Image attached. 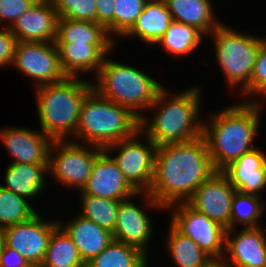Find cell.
Listing matches in <instances>:
<instances>
[{"mask_svg": "<svg viewBox=\"0 0 266 267\" xmlns=\"http://www.w3.org/2000/svg\"><path fill=\"white\" fill-rule=\"evenodd\" d=\"M216 170L202 136L180 143L157 146L154 175L145 195L146 206L167 209L186 202Z\"/></svg>", "mask_w": 266, "mask_h": 267, "instance_id": "obj_1", "label": "cell"}, {"mask_svg": "<svg viewBox=\"0 0 266 267\" xmlns=\"http://www.w3.org/2000/svg\"><path fill=\"white\" fill-rule=\"evenodd\" d=\"M259 109L255 100L237 103L214 113L210 124L204 123L202 135L216 171L255 148L252 143L259 131Z\"/></svg>", "mask_w": 266, "mask_h": 267, "instance_id": "obj_2", "label": "cell"}, {"mask_svg": "<svg viewBox=\"0 0 266 267\" xmlns=\"http://www.w3.org/2000/svg\"><path fill=\"white\" fill-rule=\"evenodd\" d=\"M200 94L198 87H192L176 96L168 97V90L162 87L149 107L150 110L158 107L151 122L147 120L150 118L145 113L140 119L139 129L142 135H147L157 146L187 142L202 136L204 124L197 122Z\"/></svg>", "mask_w": 266, "mask_h": 267, "instance_id": "obj_3", "label": "cell"}, {"mask_svg": "<svg viewBox=\"0 0 266 267\" xmlns=\"http://www.w3.org/2000/svg\"><path fill=\"white\" fill-rule=\"evenodd\" d=\"M35 88L41 132L53 140L75 136L84 98L93 90V83L67 76Z\"/></svg>", "mask_w": 266, "mask_h": 267, "instance_id": "obj_4", "label": "cell"}, {"mask_svg": "<svg viewBox=\"0 0 266 267\" xmlns=\"http://www.w3.org/2000/svg\"><path fill=\"white\" fill-rule=\"evenodd\" d=\"M140 119L125 108L99 95L94 89L84 98L76 136L89 145L105 149L139 131ZM79 136V137H78Z\"/></svg>", "mask_w": 266, "mask_h": 267, "instance_id": "obj_5", "label": "cell"}, {"mask_svg": "<svg viewBox=\"0 0 266 267\" xmlns=\"http://www.w3.org/2000/svg\"><path fill=\"white\" fill-rule=\"evenodd\" d=\"M96 76L98 81L94 82L93 89L102 97L128 108L139 119L144 115L140 110H148L163 87L141 70L106 56Z\"/></svg>", "mask_w": 266, "mask_h": 267, "instance_id": "obj_6", "label": "cell"}, {"mask_svg": "<svg viewBox=\"0 0 266 267\" xmlns=\"http://www.w3.org/2000/svg\"><path fill=\"white\" fill-rule=\"evenodd\" d=\"M210 36L214 39L216 59L226 82L230 88L241 85V94L250 96L252 71L262 38L237 33L222 23Z\"/></svg>", "mask_w": 266, "mask_h": 267, "instance_id": "obj_7", "label": "cell"}, {"mask_svg": "<svg viewBox=\"0 0 266 267\" xmlns=\"http://www.w3.org/2000/svg\"><path fill=\"white\" fill-rule=\"evenodd\" d=\"M87 147L75 140H54L49 153V174L60 184L75 186L81 191L88 182L97 155L103 150L94 145Z\"/></svg>", "mask_w": 266, "mask_h": 267, "instance_id": "obj_8", "label": "cell"}, {"mask_svg": "<svg viewBox=\"0 0 266 267\" xmlns=\"http://www.w3.org/2000/svg\"><path fill=\"white\" fill-rule=\"evenodd\" d=\"M141 134L139 129L133 136L115 142L104 150L110 154L113 150H119L113 159L127 181L138 192H148L154 175L157 145L148 137L145 139L147 146L140 142Z\"/></svg>", "mask_w": 266, "mask_h": 267, "instance_id": "obj_9", "label": "cell"}, {"mask_svg": "<svg viewBox=\"0 0 266 267\" xmlns=\"http://www.w3.org/2000/svg\"><path fill=\"white\" fill-rule=\"evenodd\" d=\"M174 207L171 224L195 241L206 254L220 264L226 254L223 251H225L227 229L205 214L194 210L186 202L175 203L167 208Z\"/></svg>", "mask_w": 266, "mask_h": 267, "instance_id": "obj_10", "label": "cell"}, {"mask_svg": "<svg viewBox=\"0 0 266 267\" xmlns=\"http://www.w3.org/2000/svg\"><path fill=\"white\" fill-rule=\"evenodd\" d=\"M35 80V87L62 81L63 72L55 42H18L12 63Z\"/></svg>", "mask_w": 266, "mask_h": 267, "instance_id": "obj_11", "label": "cell"}, {"mask_svg": "<svg viewBox=\"0 0 266 267\" xmlns=\"http://www.w3.org/2000/svg\"><path fill=\"white\" fill-rule=\"evenodd\" d=\"M44 221L36 213L29 220L3 229V243L17 251L31 266H41L53 230L59 221Z\"/></svg>", "mask_w": 266, "mask_h": 267, "instance_id": "obj_12", "label": "cell"}, {"mask_svg": "<svg viewBox=\"0 0 266 267\" xmlns=\"http://www.w3.org/2000/svg\"><path fill=\"white\" fill-rule=\"evenodd\" d=\"M236 189L222 171H215L186 201L194 210L230 229L231 205Z\"/></svg>", "mask_w": 266, "mask_h": 267, "instance_id": "obj_13", "label": "cell"}, {"mask_svg": "<svg viewBox=\"0 0 266 267\" xmlns=\"http://www.w3.org/2000/svg\"><path fill=\"white\" fill-rule=\"evenodd\" d=\"M80 194L124 201L140 194L125 178L117 163L105 150L96 157L91 175Z\"/></svg>", "mask_w": 266, "mask_h": 267, "instance_id": "obj_14", "label": "cell"}, {"mask_svg": "<svg viewBox=\"0 0 266 267\" xmlns=\"http://www.w3.org/2000/svg\"><path fill=\"white\" fill-rule=\"evenodd\" d=\"M243 228L233 238L230 236L235 228L226 230L224 252L228 253V257L225 254L220 265L222 267H266L265 229L262 226Z\"/></svg>", "mask_w": 266, "mask_h": 267, "instance_id": "obj_15", "label": "cell"}, {"mask_svg": "<svg viewBox=\"0 0 266 267\" xmlns=\"http://www.w3.org/2000/svg\"><path fill=\"white\" fill-rule=\"evenodd\" d=\"M0 138L13 160L11 163L49 164L54 140L43 132L23 127L0 130Z\"/></svg>", "mask_w": 266, "mask_h": 267, "instance_id": "obj_16", "label": "cell"}, {"mask_svg": "<svg viewBox=\"0 0 266 267\" xmlns=\"http://www.w3.org/2000/svg\"><path fill=\"white\" fill-rule=\"evenodd\" d=\"M58 14L50 0L35 2L10 27L18 42H55Z\"/></svg>", "mask_w": 266, "mask_h": 267, "instance_id": "obj_17", "label": "cell"}, {"mask_svg": "<svg viewBox=\"0 0 266 267\" xmlns=\"http://www.w3.org/2000/svg\"><path fill=\"white\" fill-rule=\"evenodd\" d=\"M222 172L237 192L259 196L266 188V156L259 147L235 159Z\"/></svg>", "mask_w": 266, "mask_h": 267, "instance_id": "obj_18", "label": "cell"}, {"mask_svg": "<svg viewBox=\"0 0 266 267\" xmlns=\"http://www.w3.org/2000/svg\"><path fill=\"white\" fill-rule=\"evenodd\" d=\"M130 199L120 202L113 239L135 246L146 254L147 243L153 234L152 224L143 208Z\"/></svg>", "mask_w": 266, "mask_h": 267, "instance_id": "obj_19", "label": "cell"}, {"mask_svg": "<svg viewBox=\"0 0 266 267\" xmlns=\"http://www.w3.org/2000/svg\"><path fill=\"white\" fill-rule=\"evenodd\" d=\"M63 72L68 77H78L84 72L97 75L105 56L114 44L55 43Z\"/></svg>", "mask_w": 266, "mask_h": 267, "instance_id": "obj_20", "label": "cell"}, {"mask_svg": "<svg viewBox=\"0 0 266 267\" xmlns=\"http://www.w3.org/2000/svg\"><path fill=\"white\" fill-rule=\"evenodd\" d=\"M59 225L72 238L85 264L100 254L113 240L111 232L80 214L74 220L69 221V224L66 223V226L62 225L61 222H59Z\"/></svg>", "mask_w": 266, "mask_h": 267, "instance_id": "obj_21", "label": "cell"}, {"mask_svg": "<svg viewBox=\"0 0 266 267\" xmlns=\"http://www.w3.org/2000/svg\"><path fill=\"white\" fill-rule=\"evenodd\" d=\"M173 22L163 0H148L132 28L123 37L137 36L147 44H156Z\"/></svg>", "mask_w": 266, "mask_h": 267, "instance_id": "obj_22", "label": "cell"}, {"mask_svg": "<svg viewBox=\"0 0 266 267\" xmlns=\"http://www.w3.org/2000/svg\"><path fill=\"white\" fill-rule=\"evenodd\" d=\"M49 164L10 163L6 167L5 186L27 200L41 193L45 186V173Z\"/></svg>", "mask_w": 266, "mask_h": 267, "instance_id": "obj_23", "label": "cell"}, {"mask_svg": "<svg viewBox=\"0 0 266 267\" xmlns=\"http://www.w3.org/2000/svg\"><path fill=\"white\" fill-rule=\"evenodd\" d=\"M174 22L195 27L210 34L220 22L215 20L210 0H163ZM213 12V13H212Z\"/></svg>", "mask_w": 266, "mask_h": 267, "instance_id": "obj_24", "label": "cell"}, {"mask_svg": "<svg viewBox=\"0 0 266 267\" xmlns=\"http://www.w3.org/2000/svg\"><path fill=\"white\" fill-rule=\"evenodd\" d=\"M114 40L96 22L58 17L55 43L115 44Z\"/></svg>", "mask_w": 266, "mask_h": 267, "instance_id": "obj_25", "label": "cell"}, {"mask_svg": "<svg viewBox=\"0 0 266 267\" xmlns=\"http://www.w3.org/2000/svg\"><path fill=\"white\" fill-rule=\"evenodd\" d=\"M168 233L167 249L177 267H214L217 263L191 238L179 232L172 224Z\"/></svg>", "mask_w": 266, "mask_h": 267, "instance_id": "obj_26", "label": "cell"}, {"mask_svg": "<svg viewBox=\"0 0 266 267\" xmlns=\"http://www.w3.org/2000/svg\"><path fill=\"white\" fill-rule=\"evenodd\" d=\"M41 267H86L77 246L60 225L51 234Z\"/></svg>", "mask_w": 266, "mask_h": 267, "instance_id": "obj_27", "label": "cell"}, {"mask_svg": "<svg viewBox=\"0 0 266 267\" xmlns=\"http://www.w3.org/2000/svg\"><path fill=\"white\" fill-rule=\"evenodd\" d=\"M146 255L135 246L113 239L86 267H148Z\"/></svg>", "mask_w": 266, "mask_h": 267, "instance_id": "obj_28", "label": "cell"}, {"mask_svg": "<svg viewBox=\"0 0 266 267\" xmlns=\"http://www.w3.org/2000/svg\"><path fill=\"white\" fill-rule=\"evenodd\" d=\"M202 35L195 27L173 21L156 44H160L170 54L183 56L199 47Z\"/></svg>", "mask_w": 266, "mask_h": 267, "instance_id": "obj_29", "label": "cell"}, {"mask_svg": "<svg viewBox=\"0 0 266 267\" xmlns=\"http://www.w3.org/2000/svg\"><path fill=\"white\" fill-rule=\"evenodd\" d=\"M80 215L113 233L121 201L81 194Z\"/></svg>", "mask_w": 266, "mask_h": 267, "instance_id": "obj_30", "label": "cell"}, {"mask_svg": "<svg viewBox=\"0 0 266 267\" xmlns=\"http://www.w3.org/2000/svg\"><path fill=\"white\" fill-rule=\"evenodd\" d=\"M37 212L30 203L0 185V228L5 229L29 220Z\"/></svg>", "mask_w": 266, "mask_h": 267, "instance_id": "obj_31", "label": "cell"}, {"mask_svg": "<svg viewBox=\"0 0 266 267\" xmlns=\"http://www.w3.org/2000/svg\"><path fill=\"white\" fill-rule=\"evenodd\" d=\"M265 207L260 204V197L253 194L235 192L231 205L230 229L235 224L243 223L245 227H260L259 220ZM259 219V220H258Z\"/></svg>", "mask_w": 266, "mask_h": 267, "instance_id": "obj_32", "label": "cell"}, {"mask_svg": "<svg viewBox=\"0 0 266 267\" xmlns=\"http://www.w3.org/2000/svg\"><path fill=\"white\" fill-rule=\"evenodd\" d=\"M147 2L148 0L114 1V36H121L123 38L132 28Z\"/></svg>", "mask_w": 266, "mask_h": 267, "instance_id": "obj_33", "label": "cell"}, {"mask_svg": "<svg viewBox=\"0 0 266 267\" xmlns=\"http://www.w3.org/2000/svg\"><path fill=\"white\" fill-rule=\"evenodd\" d=\"M58 17L96 22V0H50Z\"/></svg>", "mask_w": 266, "mask_h": 267, "instance_id": "obj_34", "label": "cell"}, {"mask_svg": "<svg viewBox=\"0 0 266 267\" xmlns=\"http://www.w3.org/2000/svg\"><path fill=\"white\" fill-rule=\"evenodd\" d=\"M266 95V39H261L260 49L251 77V95Z\"/></svg>", "mask_w": 266, "mask_h": 267, "instance_id": "obj_35", "label": "cell"}, {"mask_svg": "<svg viewBox=\"0 0 266 267\" xmlns=\"http://www.w3.org/2000/svg\"><path fill=\"white\" fill-rule=\"evenodd\" d=\"M35 0H0V25L10 28L16 19L26 12ZM1 27V26H0Z\"/></svg>", "mask_w": 266, "mask_h": 267, "instance_id": "obj_36", "label": "cell"}, {"mask_svg": "<svg viewBox=\"0 0 266 267\" xmlns=\"http://www.w3.org/2000/svg\"><path fill=\"white\" fill-rule=\"evenodd\" d=\"M17 43L10 28L0 29V68L13 63Z\"/></svg>", "mask_w": 266, "mask_h": 267, "instance_id": "obj_37", "label": "cell"}, {"mask_svg": "<svg viewBox=\"0 0 266 267\" xmlns=\"http://www.w3.org/2000/svg\"><path fill=\"white\" fill-rule=\"evenodd\" d=\"M96 23L102 25L109 36H114V9L115 0H96ZM113 34V35H112Z\"/></svg>", "mask_w": 266, "mask_h": 267, "instance_id": "obj_38", "label": "cell"}, {"mask_svg": "<svg viewBox=\"0 0 266 267\" xmlns=\"http://www.w3.org/2000/svg\"><path fill=\"white\" fill-rule=\"evenodd\" d=\"M0 267H32L17 251L6 246L0 248Z\"/></svg>", "mask_w": 266, "mask_h": 267, "instance_id": "obj_39", "label": "cell"}, {"mask_svg": "<svg viewBox=\"0 0 266 267\" xmlns=\"http://www.w3.org/2000/svg\"><path fill=\"white\" fill-rule=\"evenodd\" d=\"M3 229L0 228V248L2 247L3 245Z\"/></svg>", "mask_w": 266, "mask_h": 267, "instance_id": "obj_40", "label": "cell"}, {"mask_svg": "<svg viewBox=\"0 0 266 267\" xmlns=\"http://www.w3.org/2000/svg\"><path fill=\"white\" fill-rule=\"evenodd\" d=\"M214 267H222L220 264H216Z\"/></svg>", "mask_w": 266, "mask_h": 267, "instance_id": "obj_41", "label": "cell"}]
</instances>
